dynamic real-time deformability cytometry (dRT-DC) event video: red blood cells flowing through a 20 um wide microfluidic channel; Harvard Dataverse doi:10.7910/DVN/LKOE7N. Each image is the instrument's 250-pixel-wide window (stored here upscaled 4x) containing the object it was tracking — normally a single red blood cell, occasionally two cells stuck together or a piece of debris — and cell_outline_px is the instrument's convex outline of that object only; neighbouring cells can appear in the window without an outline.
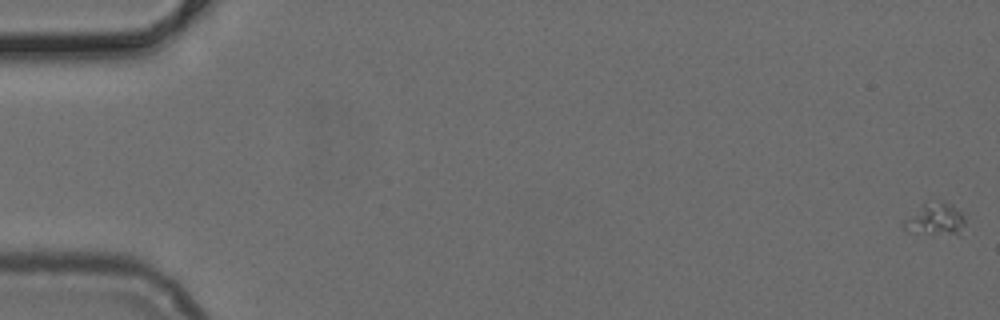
{"species": "common noctule bat (a hibernating species)", "species_latin": "Nyctalus noctula", "temperature_condition": "cold", "stored_images_in_passage": 10, "camera_frame_rate_fps": 3000, "um_per_image_px": 0.085, "animal": {"sex": "female", "body_mass_g": 24.6, "forearm_length_mm": 56.2}, "frame": {"image": 1, "passage_image": 1, "time_ms": 0.0, "image_size_px": [1000, 320], "cell_outline_px": [[964, 224], [960, 236], [932, 236], [908, 232], [900, 228], [900, 224], [904, 220], [924, 204], [944, 200], [952, 204], [964, 216]], "centroid_in_image_um": [79.49, 18.72], "position_along_channel_um": 5.5, "area_um2": 12.14}}